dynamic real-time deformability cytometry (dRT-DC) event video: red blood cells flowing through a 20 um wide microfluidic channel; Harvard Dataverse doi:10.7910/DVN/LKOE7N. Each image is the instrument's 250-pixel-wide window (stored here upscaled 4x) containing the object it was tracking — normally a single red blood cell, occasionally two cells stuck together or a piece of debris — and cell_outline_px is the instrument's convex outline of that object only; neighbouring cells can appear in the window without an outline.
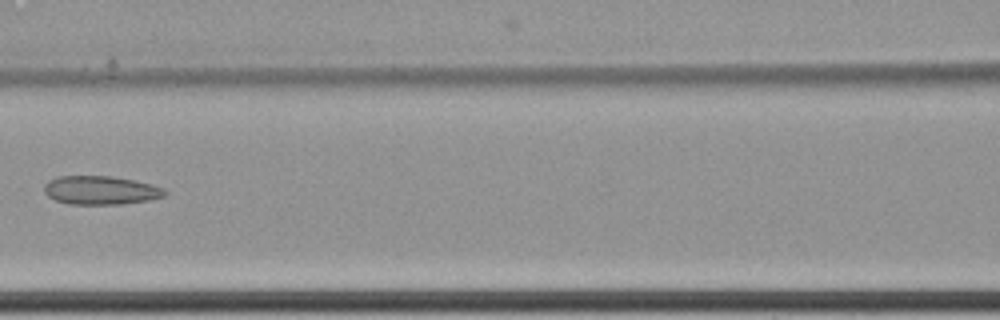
{"species": "common noctule bat (a hibernating species)", "species_latin": "Nyctalus noctula", "temperature_condition": "cold", "stored_images_in_passage": 9, "camera_frame_rate_fps": 3000, "um_per_image_px": 0.085, "animal": {"sex": "female", "body_mass_g": 22.7, "forearm_length_mm": 54.2}, "frame": {"image": 1, "passage_image": 9, "time_ms": 2.667, "image_size_px": [1000, 320], "cell_outline_px": [[168, 192], [164, 196], [148, 200], [120, 204], [68, 204], [56, 200], [48, 196], [44, 192], [44, 184], [48, 180], [56, 176], [112, 176], [152, 184], [164, 188]], "centroid_in_image_um": [8.54, 16.16], "position_along_channel_um": 158.1, "area_um2": 20.17}}